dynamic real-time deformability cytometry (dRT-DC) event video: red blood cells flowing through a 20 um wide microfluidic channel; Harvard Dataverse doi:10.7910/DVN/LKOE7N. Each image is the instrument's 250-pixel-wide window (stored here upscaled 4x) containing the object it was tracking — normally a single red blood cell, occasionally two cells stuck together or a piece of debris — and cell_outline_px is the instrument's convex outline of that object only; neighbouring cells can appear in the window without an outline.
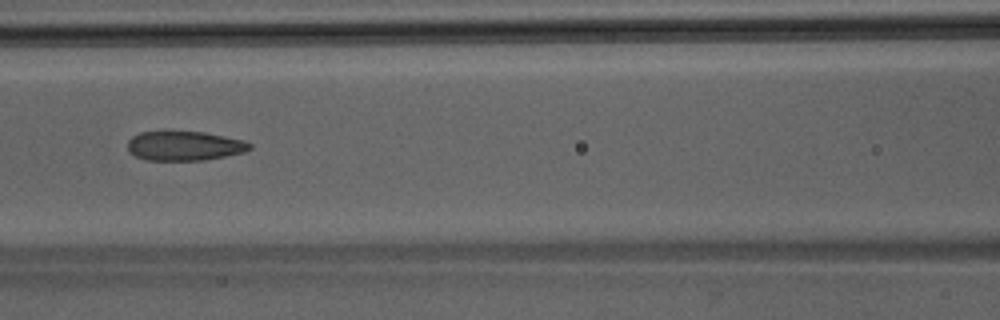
{"species": "Egyptian fruit bat (a non-hibernating species)", "species_latin": "Rousettus aegyptiacus", "temperature_condition": "room temperature", "stored_images_in_passage": 4, "camera_frame_rate_fps": 3000, "um_per_image_px": 0.085, "animal": {"sex": "male"}, "frame": {"image": 1, "passage_image": 4, "time_ms": 1.0, "image_size_px": [1000, 320], "cell_outline_px": [[252, 148], [244, 152], [204, 160], [144, 160], [128, 152], [128, 140], [132, 136], [140, 132], [164, 128], [204, 132], [244, 140], [252, 144]], "centroid_in_image_um": [15.61, 12.35], "position_along_channel_um": 151.0, "area_um2": 21.79}}